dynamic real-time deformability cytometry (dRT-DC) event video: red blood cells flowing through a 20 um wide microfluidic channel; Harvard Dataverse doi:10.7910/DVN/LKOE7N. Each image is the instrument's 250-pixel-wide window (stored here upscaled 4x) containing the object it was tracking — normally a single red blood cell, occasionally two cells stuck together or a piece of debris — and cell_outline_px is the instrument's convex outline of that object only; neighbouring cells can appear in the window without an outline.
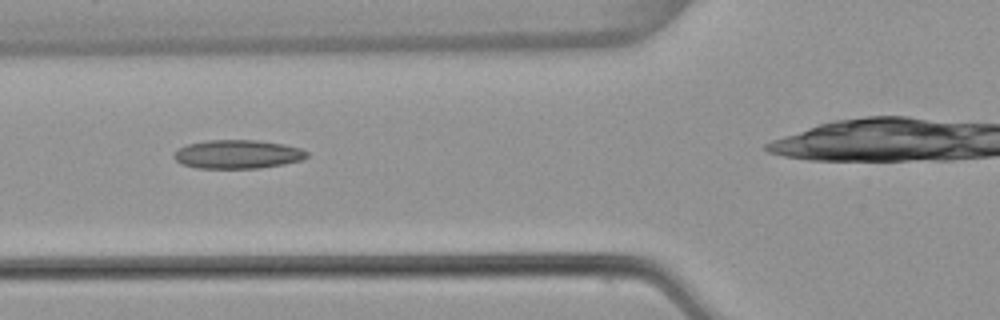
{"species": "common noctule bat (a hibernating species)", "species_latin": "Nyctalus noctula", "temperature_condition": "warm", "stored_images_in_passage": 29, "camera_frame_rate_fps": 3000, "um_per_image_px": 0.085, "animal": {"sex": "female", "body_mass_g": 22.7, "forearm_length_mm": 54.2}, "frame": {"image": 1, "passage_image": 6, "time_ms": 1.667, "image_size_px": [1000, 320], "cell_outline_px": [[288, 160], [268, 164], [192, 164], [208, 144], [268, 144], [280, 148], [288, 156]], "centroid_in_image_um": [20.48, 13.13], "position_along_channel_um": 105.3, "area_um2": 11.79}}
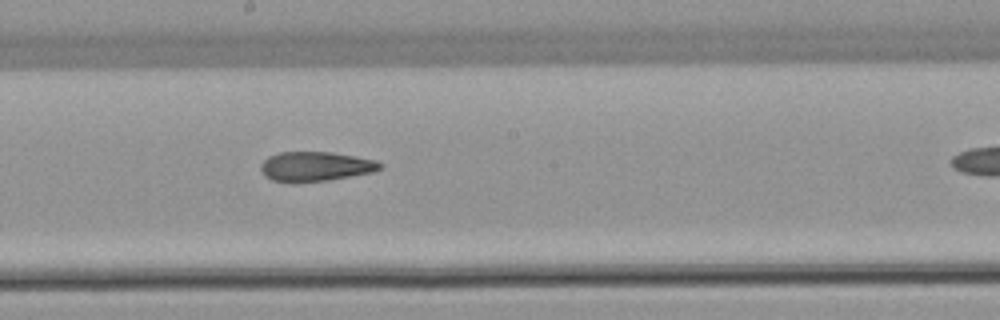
{"frame": {"image": 2, "passage_image": 15, "time_ms": 4.667, "image_size_px": [1000, 320], "cell_outline_px": [[376, 168], [336, 176], [308, 180], [284, 180], [272, 176], [268, 172], [312, 156], [340, 156], [360, 160], [376, 164]], "centroid_in_image_um": [27.28, 14.29], "position_along_channel_um": 220.9, "area_um2": 12.14}}
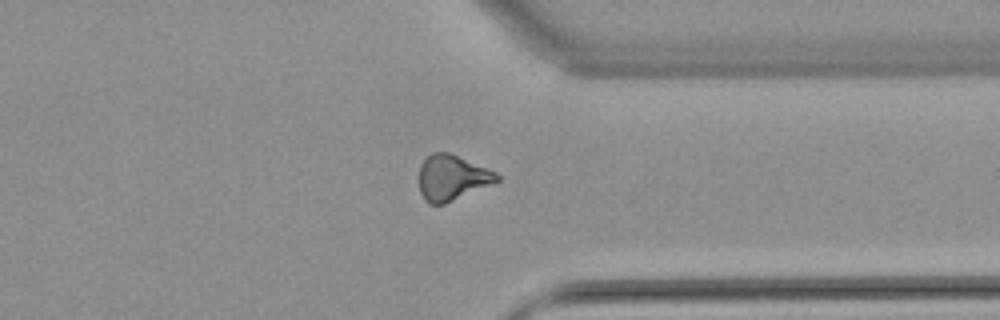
{"frame": {"image": 3, "passage_image": 27, "time_ms": 8.667, "image_size_px": [1000, 320], "cell_outline_px": [[496, 180], [448, 200], [436, 204], [448, 156], [452, 156], [488, 172], [496, 176]], "centroid_in_image_um": [39.23, 15.22], "position_along_channel_um": 372.2, "area_um2": 10.58}}